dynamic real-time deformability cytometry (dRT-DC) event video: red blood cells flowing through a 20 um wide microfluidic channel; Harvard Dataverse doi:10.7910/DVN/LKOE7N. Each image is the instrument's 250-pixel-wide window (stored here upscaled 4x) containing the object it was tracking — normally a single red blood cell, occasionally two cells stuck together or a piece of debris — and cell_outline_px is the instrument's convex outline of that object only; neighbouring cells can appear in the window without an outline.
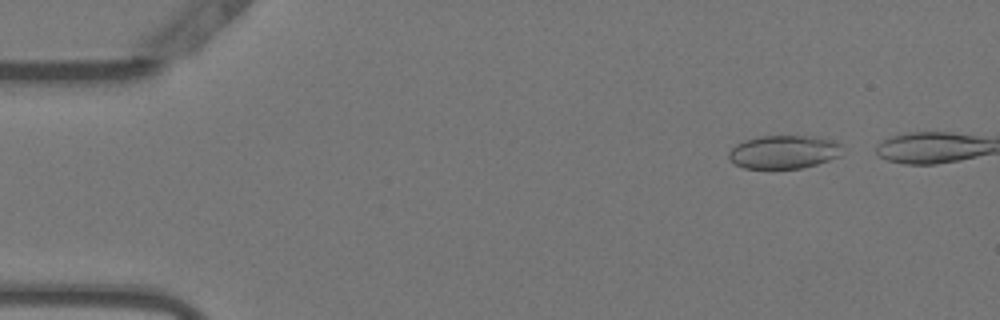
{"species": "Egyptian fruit bat (a non-hibernating species)", "species_latin": "Rousettus aegyptiacus", "temperature_condition": "warm", "stored_images_in_passage": 41, "camera_frame_rate_fps": 3000, "um_per_image_px": 0.085, "animal": {"sex": "female"}, "frame": {"image": 1, "passage_image": 3, "time_ms": 0.667, "image_size_px": [1000, 320], "cell_outline_px": [[844, 144], [840, 156], [816, 164], [800, 168], [744, 168], [728, 160], [728, 152], [736, 144], [744, 140], [760, 136], [816, 136], [836, 140]], "centroid_in_image_um": [66.65, 12.9], "position_along_channel_um": 18.3, "area_um2": 22.31}}
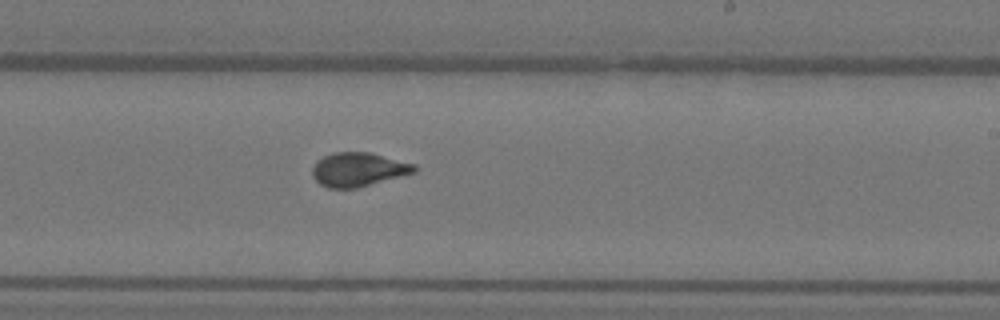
{"frame": {"image": 2, "passage_image": 29, "time_ms": 9.333, "image_size_px": [1000, 320], "cell_outline_px": [[416, 172], [356, 188], [328, 188], [320, 184], [312, 176], [312, 168], [316, 160], [332, 152], [368, 152], [416, 164]], "centroid_in_image_um": [30.43, 14.4], "position_along_channel_um": 258.6, "area_um2": 20.11}}
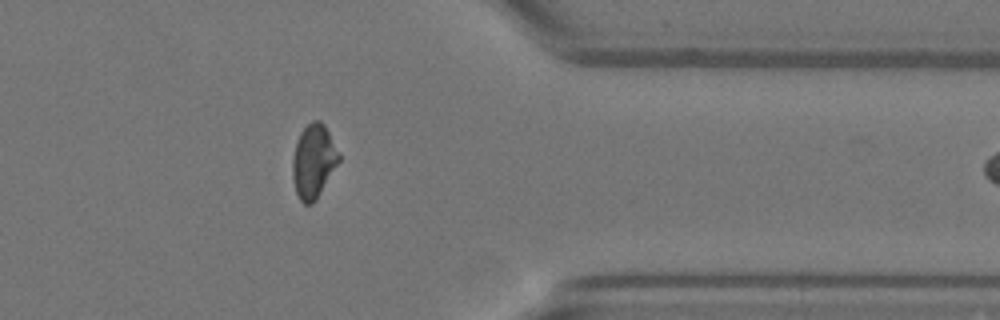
{"frame": {"image": 3, "passage_image": 40, "time_ms": 13.0, "image_size_px": [1000, 320], "cell_outline_px": [[340, 160], [316, 200], [312, 204], [304, 204], [300, 200], [296, 192], [292, 176], [292, 160], [296, 140], [300, 132], [312, 120], [320, 120], [324, 124], [340, 152]], "centroid_in_image_um": [26.65, 13.69], "position_along_channel_um": 384.8, "area_um2": 20.06}}